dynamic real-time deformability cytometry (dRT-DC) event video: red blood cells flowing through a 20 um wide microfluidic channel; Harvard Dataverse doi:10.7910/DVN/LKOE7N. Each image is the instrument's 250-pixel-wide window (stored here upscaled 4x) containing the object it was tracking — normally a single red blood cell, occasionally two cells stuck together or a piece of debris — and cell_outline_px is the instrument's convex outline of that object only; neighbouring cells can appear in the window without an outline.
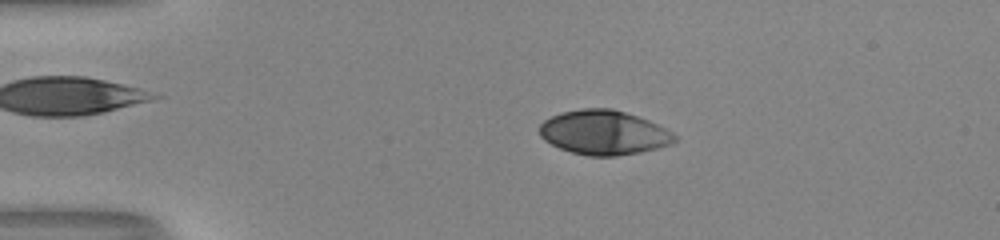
{"species": "human", "species_latin": "Homo sapiens", "temperature_condition": "room temperature", "stored_images_in_passage": 11, "camera_frame_rate_fps": 3000, "um_per_image_px": 0.085, "donor": {"sex": "male"}, "frame": {"image": 1, "passage_image": 1, "time_ms": 0.0, "image_size_px": [1000, 240], "cell_outline_px": [[676, 140], [672, 144], [640, 152], [616, 156], [588, 156], [572, 152], [560, 148], [544, 140], [540, 136], [540, 124], [544, 120], [560, 112], [580, 108], [612, 108], [648, 120], [672, 132], [676, 136]], "centroid_in_image_um": [51.3, 11.26], "position_along_channel_um": 33.7, "area_um2": 34.85}}
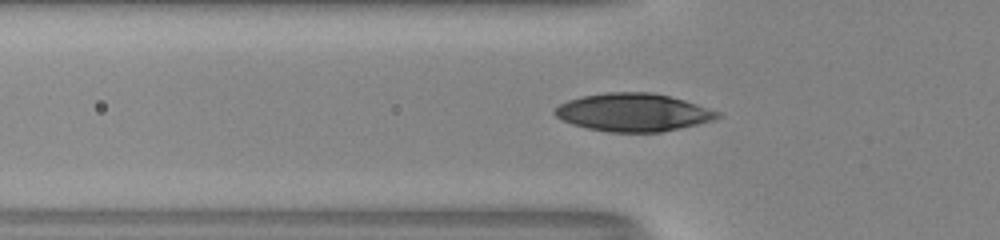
{"frame": {"image": 2, "passage_image": 8, "time_ms": 2.333, "image_size_px": [1000, 240], "cell_outline_px": [[720, 116], [716, 120], [660, 132], [608, 132], [588, 128], [572, 124], [556, 116], [552, 112], [560, 104], [568, 100], [584, 96], [608, 92], [652, 92], [684, 100], [720, 112]], "centroid_in_image_um": [53.83, 9.55], "position_along_channel_um": 72.0, "area_um2": 35.72}}